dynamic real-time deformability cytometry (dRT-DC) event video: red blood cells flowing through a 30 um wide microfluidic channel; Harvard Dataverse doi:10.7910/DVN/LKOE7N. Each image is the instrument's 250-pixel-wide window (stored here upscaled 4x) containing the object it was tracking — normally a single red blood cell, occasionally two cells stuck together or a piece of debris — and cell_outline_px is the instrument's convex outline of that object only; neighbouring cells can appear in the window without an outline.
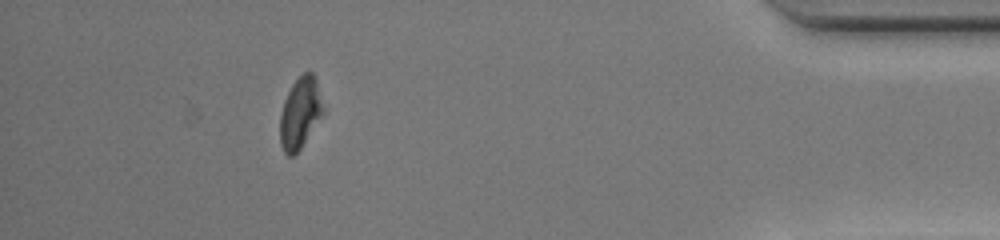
{"species": "common noctule bat (a hibernating species)", "species_latin": "Nyctalus noctula", "temperature_condition": "warm", "stored_images_in_passage": 35, "camera_frame_rate_fps": 3000, "um_per_image_px": 0.085, "animal": {"sex": "female", "body_mass_g": 20.0, "forearm_length_mm": 54.0}, "frame": {"image": 1, "passage_image": 35, "time_ms": 11.333, "image_size_px": [1000, 240], "cell_outline_px": [[324, 112], [300, 148], [292, 156], [288, 156], [284, 152], [280, 144], [280, 112], [284, 100], [292, 84], [304, 72], [312, 72], [316, 76], [324, 108]], "centroid_in_image_um": [25.51, 9.57], "position_along_channel_um": 409.7, "area_um2": 17.8}}